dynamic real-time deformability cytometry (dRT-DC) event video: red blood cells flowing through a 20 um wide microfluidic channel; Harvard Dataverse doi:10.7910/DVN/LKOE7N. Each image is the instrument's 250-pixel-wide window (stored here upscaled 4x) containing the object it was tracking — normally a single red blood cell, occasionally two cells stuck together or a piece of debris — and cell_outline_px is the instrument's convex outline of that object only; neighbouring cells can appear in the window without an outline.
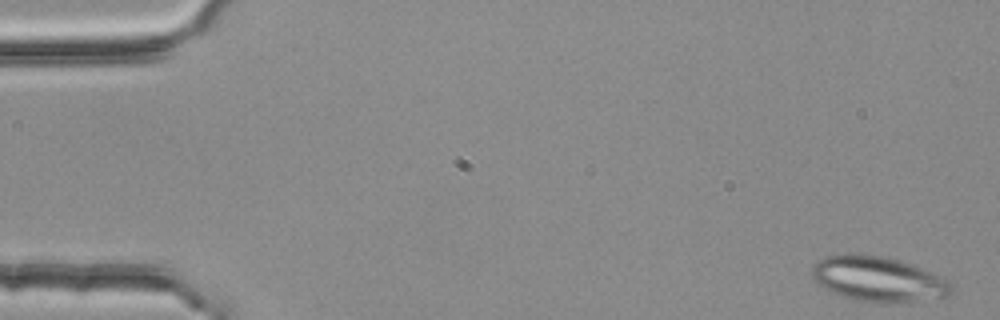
{"species": "common noctule bat (a hibernating species)", "species_latin": "Nyctalus noctula", "temperature_condition": "room temperature", "stored_images_in_passage": 4, "camera_frame_rate_fps": 3000, "um_per_image_px": 0.085, "animal": {"sex": "female", "body_mass_g": 25.1}, "frame": {"image": 1, "passage_image": 1, "time_ms": 0.0, "image_size_px": [1000, 320], "cell_outline_px": [[952, 292], [948, 296], [912, 300], [856, 300], [832, 292], [824, 288], [812, 276], [812, 268], [824, 256], [848, 252], [856, 252], [884, 256], [920, 268], [948, 280], [952, 284]], "centroid_in_image_um": [74.59, 23.65], "position_along_channel_um": 10.4, "area_um2": 35.49}}